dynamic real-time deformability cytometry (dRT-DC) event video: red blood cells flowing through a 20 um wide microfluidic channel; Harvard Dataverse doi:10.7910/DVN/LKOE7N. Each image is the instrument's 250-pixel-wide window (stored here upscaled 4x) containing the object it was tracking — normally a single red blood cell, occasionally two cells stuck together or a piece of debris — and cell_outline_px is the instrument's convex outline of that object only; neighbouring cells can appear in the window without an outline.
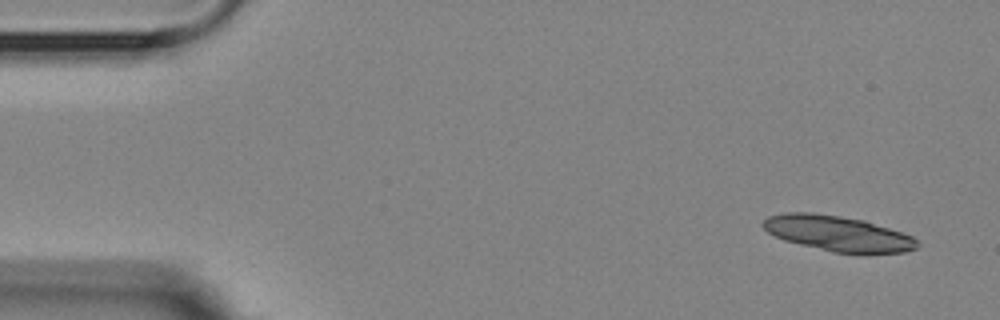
{"species": "Egyptian fruit bat (a non-hibernating species)", "species_latin": "Rousettus aegyptiacus", "temperature_condition": "room temperature", "stored_images_in_passage": 6, "segment_of_instrument_passage": [1, 2], "camera_frame_rate_fps": 3000, "um_per_image_px": 0.085, "animal": {"sex": "female"}, "frame": {"image": 1, "passage_image": 1, "time_ms": 0.0, "image_size_px": [1000, 320], "cell_outline_px": [[920, 244], [916, 248], [904, 252], [864, 256], [832, 252], [784, 240], [768, 232], [760, 224], [768, 216], [784, 212], [812, 212], [840, 216], [864, 220], [912, 236]], "centroid_in_image_um": [71.24, 19.88], "position_along_channel_um": 13.8, "area_um2": 32.31}}